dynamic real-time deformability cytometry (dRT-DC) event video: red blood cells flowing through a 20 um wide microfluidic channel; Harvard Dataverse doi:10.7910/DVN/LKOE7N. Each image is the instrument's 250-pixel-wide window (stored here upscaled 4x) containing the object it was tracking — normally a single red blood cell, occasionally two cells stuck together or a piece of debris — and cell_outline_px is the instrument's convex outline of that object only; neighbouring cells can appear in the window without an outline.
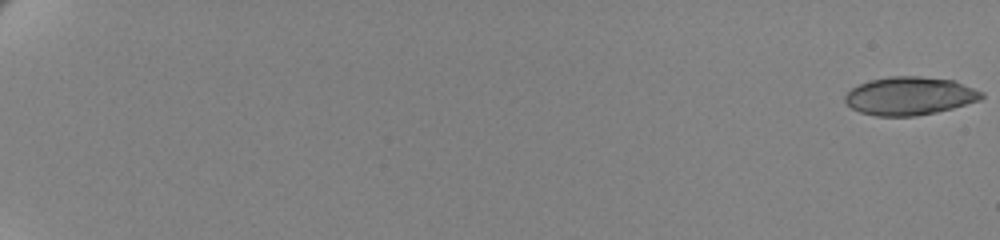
{"species": "human", "species_latin": "Homo sapiens", "temperature_condition": "cold", "stored_images_in_passage": 62, "camera_frame_rate_fps": 3000, "um_per_image_px": 0.085, "donor": {"sex": "female"}, "frame": {"image": 1, "passage_image": 1, "time_ms": 0.0, "image_size_px": [1000, 240], "cell_outline_px": [[984, 96], [980, 100], [952, 108], [936, 112], [916, 116], [876, 116], [860, 112], [852, 108], [844, 100], [844, 96], [852, 88], [860, 84], [872, 80], [888, 76], [920, 76], [952, 80], [984, 92]], "centroid_in_image_um": [77.33, 8.16], "position_along_channel_um": 7.7, "area_um2": 30.23}}
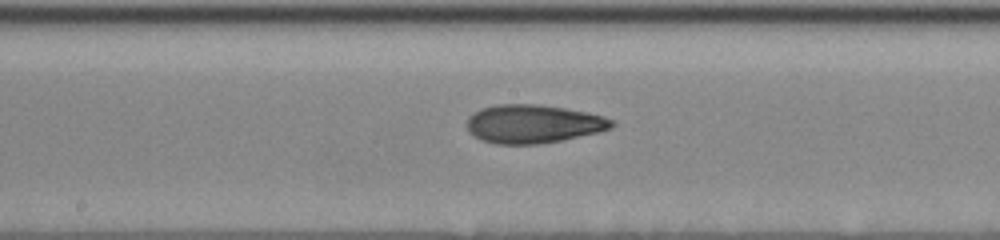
{"frame": {"image": 2, "passage_image": 38, "time_ms": 12.333, "image_size_px": [1000, 240], "cell_outline_px": [[616, 124], [612, 128], [596, 132], [560, 140], [536, 144], [496, 144], [480, 140], [468, 132], [468, 116], [480, 108], [496, 104], [536, 104], [564, 108], [588, 112], [604, 116], [612, 120]], "centroid_in_image_um": [45.29, 10.52], "position_along_channel_um": 202.9, "area_um2": 32.43}}
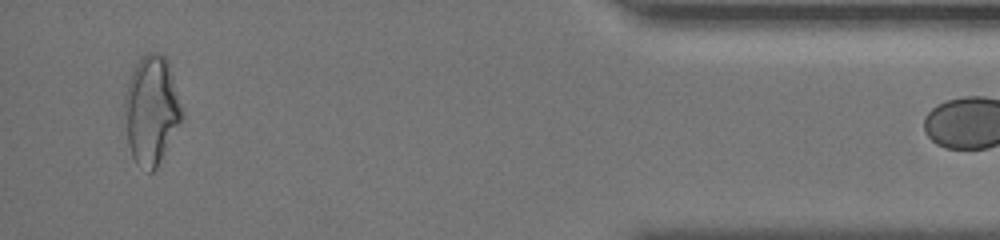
{"frame": {"image": 3, "passage_image": 61, "time_ms": 20.0, "image_size_px": [1000, 240], "cell_outline_px": [[184, 116], [156, 168], [152, 172], [148, 172], [136, 164], [132, 156], [128, 144], [124, 104], [124, 96], [128, 80], [136, 64], [144, 52], [156, 52], [164, 56], [168, 60], [184, 112]], "centroid_in_image_um": [12.88, 9.34], "position_along_channel_um": 422.3, "area_um2": 36.41}}